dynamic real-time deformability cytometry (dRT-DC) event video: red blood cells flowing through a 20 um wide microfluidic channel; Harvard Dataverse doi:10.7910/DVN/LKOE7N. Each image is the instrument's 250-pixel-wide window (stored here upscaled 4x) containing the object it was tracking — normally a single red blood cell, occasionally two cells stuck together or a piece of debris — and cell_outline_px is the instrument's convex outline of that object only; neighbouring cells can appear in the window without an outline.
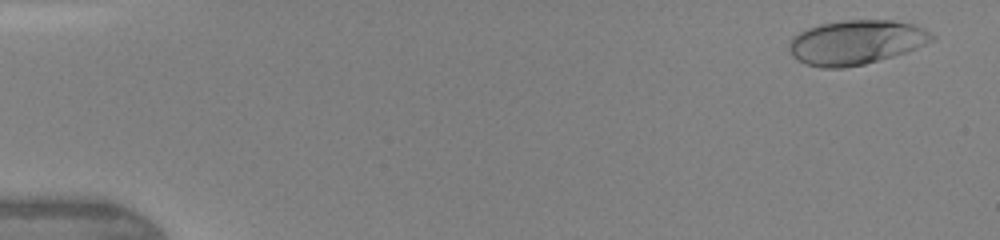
{"species": "human", "species_latin": "Homo sapiens", "temperature_condition": "warm", "stored_images_in_passage": 46, "camera_frame_rate_fps": 3000, "um_per_image_px": 0.085, "donor": {"sex": "female"}, "frame": {"image": 1, "passage_image": 2, "time_ms": 0.333, "image_size_px": [1000, 240], "cell_outline_px": [[936, 36], [932, 40], [916, 48], [892, 56], [864, 64], [844, 68], [820, 68], [804, 64], [792, 56], [788, 48], [788, 44], [792, 36], [808, 28], [820, 24], [844, 20], [892, 20], [912, 24], [924, 28]], "centroid_in_image_um": [72.72, 3.6], "position_along_channel_um": 12.3, "area_um2": 36.93}}
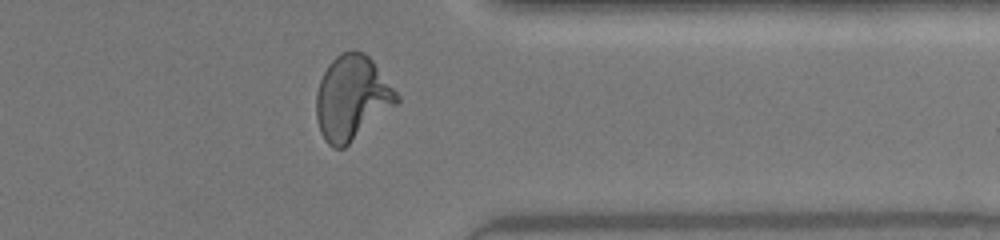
{"frame": {"image": 2, "passage_image": 37, "time_ms": 12.0, "image_size_px": [1000, 240], "cell_outline_px": [[400, 100], [396, 104], [344, 148], [332, 148], [324, 140], [320, 132], [316, 116], [316, 92], [320, 80], [328, 64], [340, 52], [352, 48], [356, 48], [364, 52], [372, 60], [400, 96]], "centroid_in_image_um": [29.89, 8.29], "position_along_channel_um": 381.5, "area_um2": 39.65}}
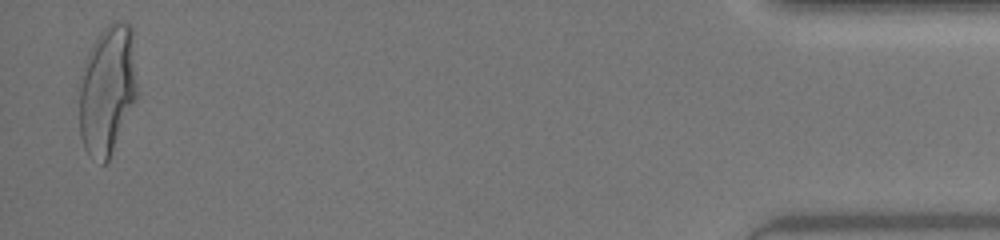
{"frame": {"image": 3, "passage_image": 45, "time_ms": 14.667, "image_size_px": [1000, 240], "cell_outline_px": [[136, 100], [108, 160], [104, 164], [88, 156], [84, 148], [80, 136], [80, 84], [88, 52], [100, 32], [108, 24], [116, 20], [120, 20], [128, 24], [132, 28], [136, 84]], "centroid_in_image_um": [9.12, 7.65], "position_along_channel_um": 426.1, "area_um2": 43.29}, "authors_computed_cell_mechanics": {"area_um2": 36.992, "velocity_mm_per_s": 4.3968, "shape_relaxation_time_tau1_ms": 3.6912, "shape_relaxation_time_tau2_ms": null, "deformation_change_tau1": 0.2079, "deformation_change_tau2": null}}